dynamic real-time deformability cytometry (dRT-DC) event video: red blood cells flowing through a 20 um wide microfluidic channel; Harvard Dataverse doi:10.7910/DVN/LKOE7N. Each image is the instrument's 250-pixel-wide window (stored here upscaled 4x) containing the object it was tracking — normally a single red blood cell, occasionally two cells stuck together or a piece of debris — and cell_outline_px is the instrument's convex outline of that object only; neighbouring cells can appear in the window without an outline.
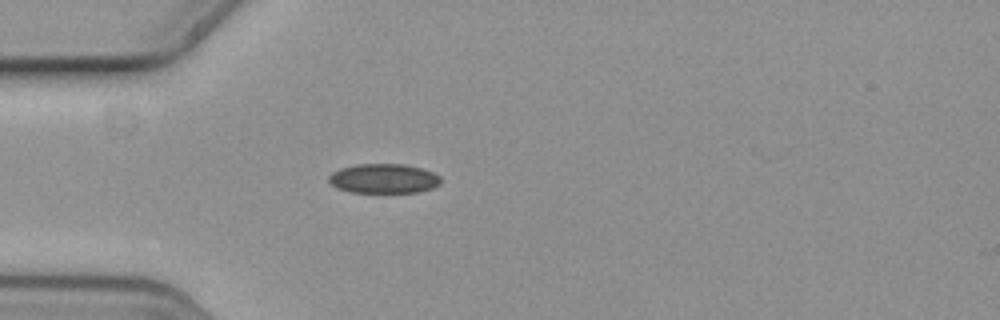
{"species": "common noctule bat (a hibernating species)", "species_latin": "Nyctalus noctula", "temperature_condition": "cold", "stored_images_in_passage": 1, "camera_frame_rate_fps": 3000, "um_per_image_px": 0.085, "animal": {"sex": "female", "body_mass_g": 19.3, "forearm_length_mm": 54.1}, "frame": {"image": 1, "passage_image": 1, "time_ms": 0.0, "image_size_px": [1000, 320], "cell_outline_px": [[440, 184], [432, 188], [416, 192], [352, 192], [336, 188], [328, 180], [328, 176], [332, 172], [340, 168], [356, 164], [404, 164], [420, 168], [432, 172], [440, 176]], "centroid_in_image_um": [32.59, 15.17], "position_along_channel_um": 52.4, "area_um2": 19.19}}